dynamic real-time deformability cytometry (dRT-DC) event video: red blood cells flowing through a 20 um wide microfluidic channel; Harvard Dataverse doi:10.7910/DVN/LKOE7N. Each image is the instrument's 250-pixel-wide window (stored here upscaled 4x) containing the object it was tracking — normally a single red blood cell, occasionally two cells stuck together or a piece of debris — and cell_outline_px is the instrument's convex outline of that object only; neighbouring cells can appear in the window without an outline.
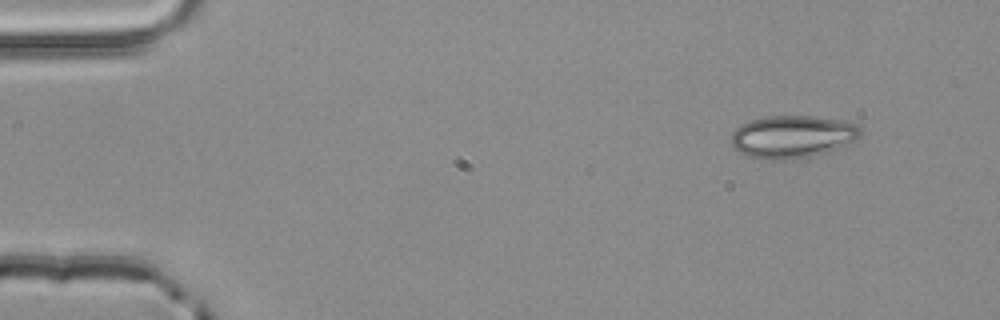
{"species": "common noctule bat (a hibernating species)", "species_latin": "Nyctalus noctula", "temperature_condition": "room temperature", "stored_images_in_passage": 3, "camera_frame_rate_fps": 3000, "um_per_image_px": 0.085, "animal": {"sex": "male", "body_mass_g": 20.4}, "frame": {"image": 1, "passage_image": 1, "time_ms": 0.0, "image_size_px": [1000, 320], "cell_outline_px": [[860, 136], [856, 140], [844, 148], [812, 156], [784, 160], [768, 160], [748, 156], [740, 152], [732, 144], [732, 132], [740, 124], [748, 120], [768, 116], [816, 116], [840, 120], [856, 124], [860, 128]], "centroid_in_image_um": [67.39, 11.62], "position_along_channel_um": 17.6, "area_um2": 32.43}}